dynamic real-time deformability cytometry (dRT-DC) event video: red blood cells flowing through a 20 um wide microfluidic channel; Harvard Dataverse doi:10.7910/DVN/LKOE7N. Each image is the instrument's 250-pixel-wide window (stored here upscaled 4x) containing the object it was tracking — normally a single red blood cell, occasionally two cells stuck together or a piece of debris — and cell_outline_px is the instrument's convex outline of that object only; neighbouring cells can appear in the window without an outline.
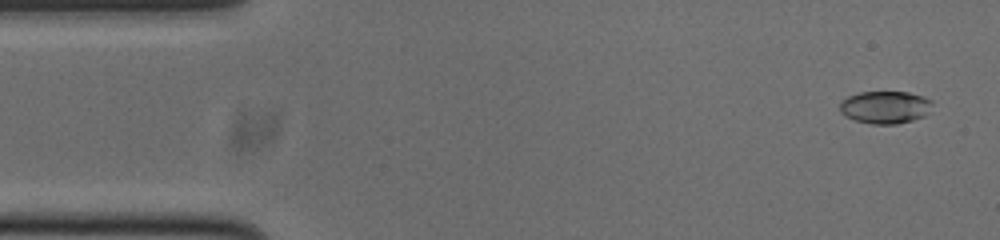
{"species": "common noctule bat (a hibernating species)", "species_latin": "Nyctalus noctula", "temperature_condition": "cold", "stored_images_in_passage": 52, "camera_frame_rate_fps": 3000, "um_per_image_px": 0.085, "animal": {"sex": "male", "body_mass_g": 20.0, "forearm_length_mm": 53.3}, "frame": {"image": 1, "passage_image": 3, "time_ms": 0.667, "image_size_px": [1000, 240], "cell_outline_px": [[932, 104], [928, 112], [924, 116], [912, 120], [896, 124], [872, 124], [856, 120], [844, 116], [840, 112], [840, 104], [848, 96], [860, 92], [908, 92], [924, 96], [932, 100]], "centroid_in_image_um": [75.25, 9.11], "position_along_channel_um": 9.8, "area_um2": 17.51}}
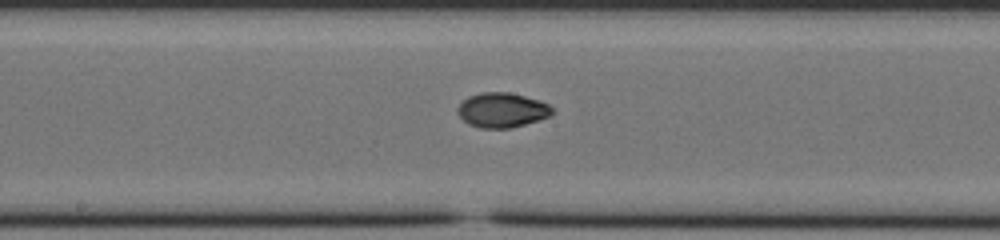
{"frame": {"image": 2, "passage_image": 27, "time_ms": 8.667, "image_size_px": [1000, 240], "cell_outline_px": [[556, 112], [548, 116], [512, 128], [480, 128], [468, 124], [456, 112], [456, 108], [468, 96], [480, 92], [508, 92], [540, 100], [548, 104]], "centroid_in_image_um": [42.65, 9.35], "position_along_channel_um": 205.5, "area_um2": 19.13}}
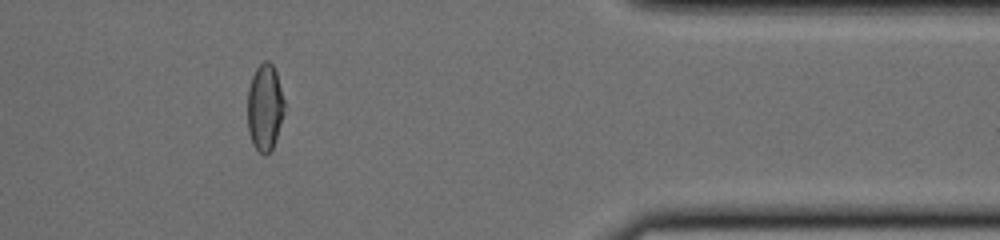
{"frame": {"image": 3, "passage_image": 44, "time_ms": 14.333, "image_size_px": [1000, 240], "cell_outline_px": [[284, 112], [272, 148], [264, 156], [252, 144], [248, 132], [248, 88], [252, 76], [256, 68], [264, 60], [268, 60], [272, 64], [276, 72], [284, 100]], "centroid_in_image_um": [22.49, 9.11], "position_along_channel_um": 388.9, "area_um2": 18.44}, "authors_computed_cell_mechanics": {"area_um2": 18.6405, "velocity_mm_per_s": 3.7848, "shape_relaxation_time_tau1_ms": 5.9034, "shape_relaxation_time_tau2_ms": 2.6782, "deformation_change_tau1": 0.2026, "deformation_change_tau2": 0.0277}}